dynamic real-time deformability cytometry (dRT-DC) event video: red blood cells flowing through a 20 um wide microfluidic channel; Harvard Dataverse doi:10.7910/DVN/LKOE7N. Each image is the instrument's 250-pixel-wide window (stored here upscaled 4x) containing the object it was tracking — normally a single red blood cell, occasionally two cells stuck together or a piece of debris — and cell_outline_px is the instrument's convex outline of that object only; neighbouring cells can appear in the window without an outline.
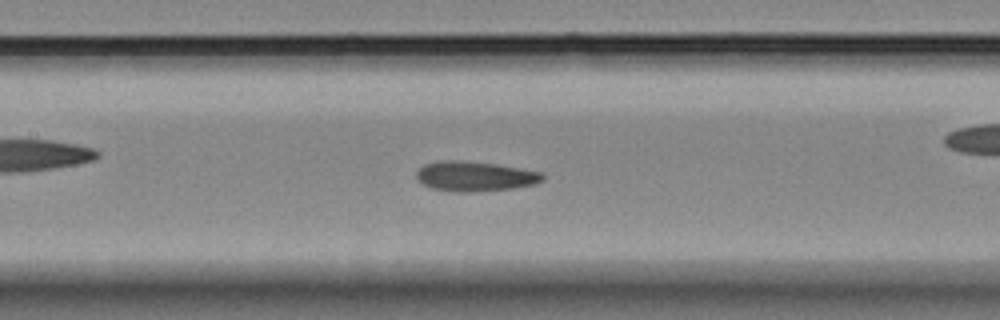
{"species": "Egyptian fruit bat (a non-hibernating species)", "species_latin": "Rousettus aegyptiacus", "temperature_condition": "room temperature", "stored_images_in_passage": 38, "camera_frame_rate_fps": 3000, "um_per_image_px": 0.085, "animal": {"sex": "female"}, "frame": {"image": 1, "passage_image": 17, "time_ms": 5.333, "image_size_px": [1000, 320], "cell_outline_px": [[544, 180], [532, 184], [512, 188], [468, 192], [456, 192], [432, 188], [424, 184], [416, 176], [416, 172], [424, 164], [440, 160], [460, 160], [496, 164], [540, 172], [544, 176]], "centroid_in_image_um": [40.34, 14.97], "position_along_channel_um": 167.1, "area_um2": 21.68}}
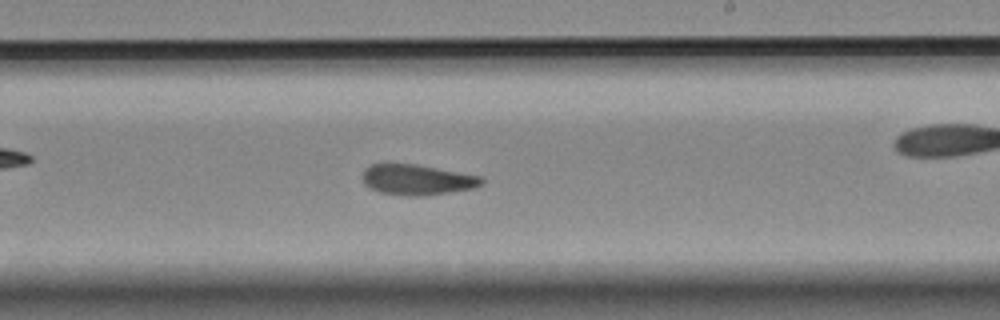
{"frame": {"image": 2, "passage_image": 22, "time_ms": 7.0, "image_size_px": [1000, 320], "cell_outline_px": [[484, 184], [476, 188], [424, 196], [412, 196], [380, 192], [364, 184], [364, 168], [372, 164], [416, 164], [484, 176]], "centroid_in_image_um": [35.55, 15.27], "position_along_channel_um": 253.5, "area_um2": 21.21}}